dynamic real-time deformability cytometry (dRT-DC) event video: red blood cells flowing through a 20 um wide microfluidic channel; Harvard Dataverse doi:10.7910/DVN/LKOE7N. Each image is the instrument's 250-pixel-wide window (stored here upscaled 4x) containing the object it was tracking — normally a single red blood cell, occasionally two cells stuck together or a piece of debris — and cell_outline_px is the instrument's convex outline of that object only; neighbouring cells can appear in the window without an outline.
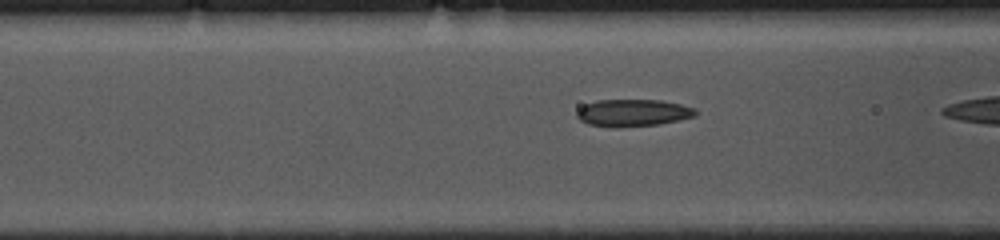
{"species": "common noctule bat (a hibernating species)", "species_latin": "Nyctalus noctula", "temperature_condition": "cold", "stored_images_in_passage": 14, "camera_frame_rate_fps": 3000, "um_per_image_px": 0.085, "animal": {"sex": "female", "body_mass_g": 10.0, "forearm_length_mm": 53.1}, "frame": {"image": 1, "passage_image": 12, "time_ms": 3.667, "image_size_px": [1000, 240], "cell_outline_px": [[696, 116], [660, 124], [616, 128], [588, 124], [580, 120], [576, 116], [576, 112], [584, 104], [596, 100], [660, 100], [680, 104], [696, 108]], "centroid_in_image_um": [53.78, 9.59], "position_along_channel_um": 112.8, "area_um2": 18.9}}